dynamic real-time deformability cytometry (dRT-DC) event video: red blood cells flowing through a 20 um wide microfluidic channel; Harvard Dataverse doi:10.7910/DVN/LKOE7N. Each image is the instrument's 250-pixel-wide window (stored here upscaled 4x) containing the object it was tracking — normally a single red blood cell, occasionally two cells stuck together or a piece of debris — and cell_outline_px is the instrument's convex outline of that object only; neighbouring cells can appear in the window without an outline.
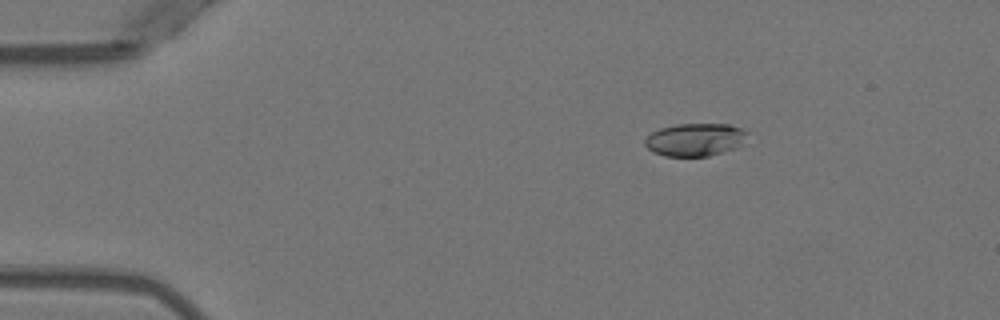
{"species": "Egyptian fruit bat (a non-hibernating species)", "species_latin": "Rousettus aegyptiacus", "temperature_condition": "warm", "stored_images_in_passage": 53, "camera_frame_rate_fps": 3000, "um_per_image_px": 0.085, "animal": {"sex": "female"}, "frame": {"image": 1, "passage_image": 10, "time_ms": 3.0, "image_size_px": [1000, 320], "cell_outline_px": [[740, 132], [716, 152], [708, 156], [668, 156], [656, 152], [648, 148], [648, 136], [652, 132], [664, 128], [680, 124], [728, 124], [736, 128]], "centroid_in_image_um": [58.76, 11.85], "position_along_channel_um": 26.2, "area_um2": 16.88}}
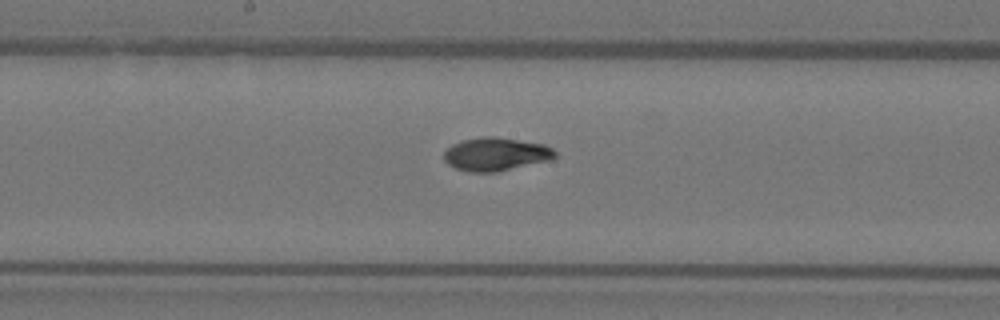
{"frame": {"image": 2, "passage_image": 29, "time_ms": 9.333, "image_size_px": [1000, 320], "cell_outline_px": [[556, 156], [540, 160], [488, 172], [476, 172], [456, 168], [444, 156], [444, 152], [448, 148], [464, 140], [512, 140], [540, 144], [552, 148], [556, 152]], "centroid_in_image_um": [42.1, 13.13], "position_along_channel_um": 206.1, "area_um2": 18.9}}
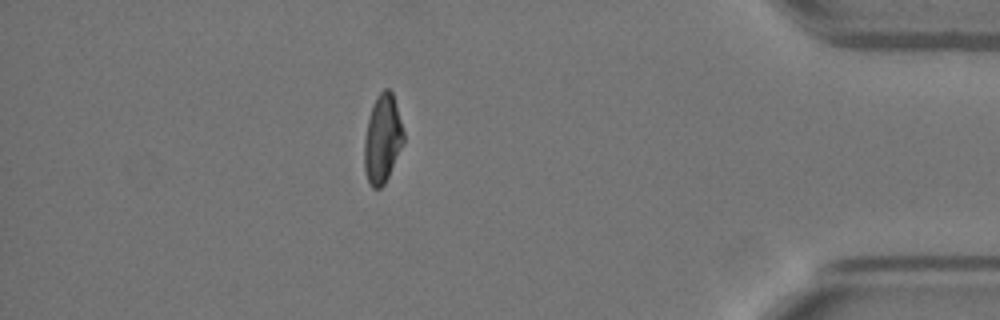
{"frame": {"image": 3, "passage_image": 47, "time_ms": 15.333, "image_size_px": [1000, 320], "cell_outline_px": [[404, 140], [388, 176], [384, 184], [380, 188], [372, 188], [368, 180], [364, 168], [364, 144], [368, 120], [372, 108], [380, 92], [384, 88], [388, 88], [392, 92], [404, 132]], "centroid_in_image_um": [32.5, 11.82], "position_along_channel_um": 402.7, "area_um2": 19.71}, "authors_computed_cell_mechanics": {"area_um2": 18.9006, "velocity_mm_per_s": 3.9514, "shape_relaxation_time_tau1_ms": null, "shape_relaxation_time_tau2_ms": 1.4265, "deformation_change_tau1": null, "deformation_change_tau2": 0.0508}}